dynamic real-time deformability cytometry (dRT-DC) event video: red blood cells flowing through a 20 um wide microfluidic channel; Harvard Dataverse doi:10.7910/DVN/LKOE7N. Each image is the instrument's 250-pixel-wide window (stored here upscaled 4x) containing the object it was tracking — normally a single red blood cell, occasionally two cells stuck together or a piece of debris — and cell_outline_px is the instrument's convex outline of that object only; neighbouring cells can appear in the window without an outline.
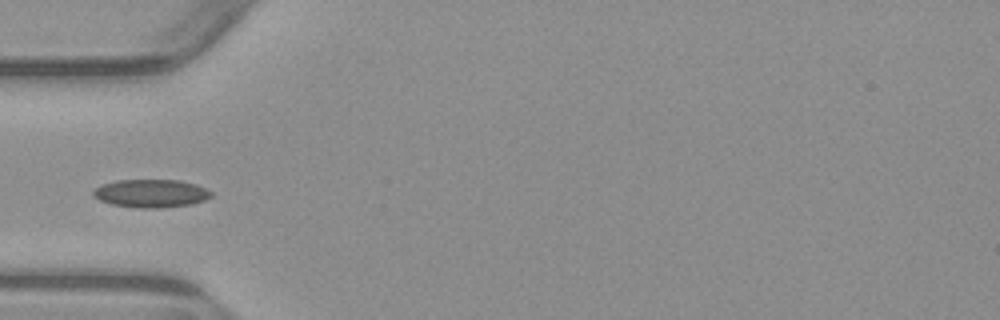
{"species": "common noctule bat (a hibernating species)", "species_latin": "Nyctalus noctula", "temperature_condition": "warm", "stored_images_in_passage": 5, "camera_frame_rate_fps": 3000, "um_per_image_px": 0.085, "animal": {"sex": "male", "body_mass_g": 23.1, "forearm_length_mm": 52.7}, "frame": {"image": 1, "passage_image": 5, "time_ms": 5.333, "image_size_px": [1000, 320], "cell_outline_px": [[212, 196], [204, 200], [192, 204], [160, 208], [136, 208], [112, 204], [100, 200], [92, 196], [92, 192], [96, 188], [104, 184], [116, 180], [180, 180], [196, 184], [212, 192]], "centroid_in_image_um": [12.84, 16.44], "position_along_channel_um": 72.2, "area_um2": 19.31}}